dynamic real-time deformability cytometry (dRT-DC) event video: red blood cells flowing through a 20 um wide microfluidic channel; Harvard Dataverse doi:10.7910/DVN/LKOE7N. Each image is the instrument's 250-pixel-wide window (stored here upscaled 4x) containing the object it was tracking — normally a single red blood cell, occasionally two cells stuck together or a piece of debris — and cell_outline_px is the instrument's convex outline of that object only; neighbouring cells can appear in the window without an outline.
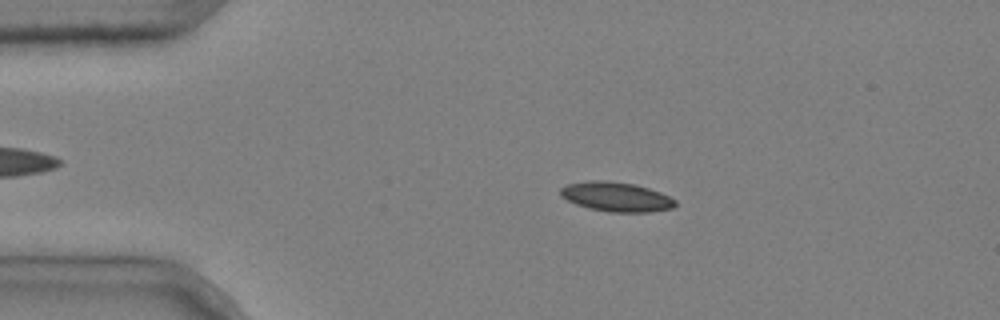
{"species": "common noctule bat (a hibernating species)", "species_latin": "Nyctalus noctula", "temperature_condition": "cold", "stored_images_in_passage": 51, "camera_frame_rate_fps": 3000, "um_per_image_px": 0.085, "animal": {"sex": "male", "body_mass_g": 20.4}, "frame": {"image": 1, "passage_image": 10, "time_ms": 3.0, "image_size_px": [1000, 320], "cell_outline_px": [[676, 204], [672, 208], [648, 212], [608, 212], [588, 208], [576, 204], [560, 196], [560, 188], [568, 184], [592, 180], [604, 180], [632, 184], [648, 188], [660, 192], [676, 200]], "centroid_in_image_um": [52.36, 16.73], "position_along_channel_um": 32.6, "area_um2": 19.59}}
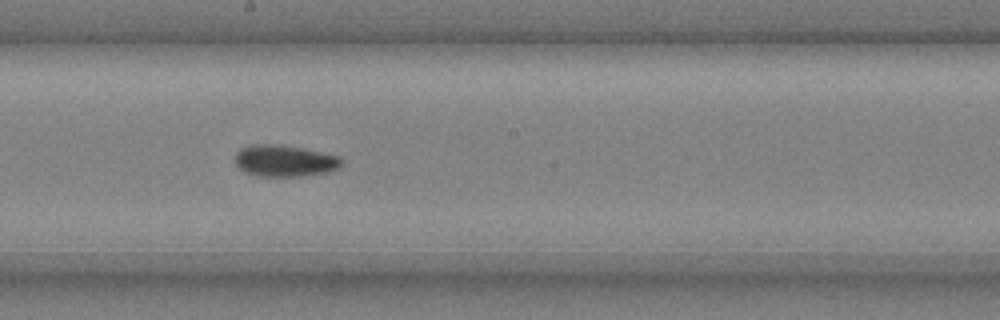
{"frame": {"image": 2, "passage_image": 29, "time_ms": 9.333, "image_size_px": [1000, 320], "cell_outline_px": [[344, 164], [340, 168], [328, 172], [300, 176], [256, 176], [244, 172], [236, 164], [236, 152], [240, 148], [252, 144], [280, 144], [340, 156], [344, 160]], "centroid_in_image_um": [24.21, 13.67], "position_along_channel_um": 224.0, "area_um2": 19.77}}
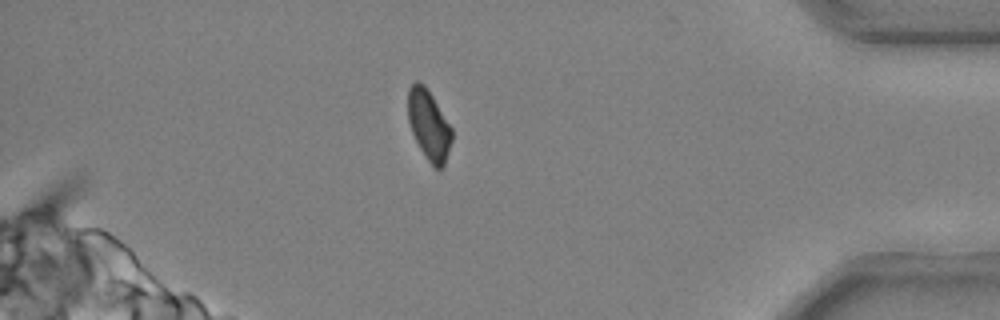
{"frame": {"image": 3, "passage_image": 46, "time_ms": 15.0, "image_size_px": [1000, 320], "cell_outline_px": [[452, 140], [444, 164], [440, 168], [432, 168], [420, 148], [412, 132], [408, 120], [408, 88], [416, 80], [424, 84], [432, 96], [452, 128]], "centroid_in_image_um": [36.44, 10.62], "position_along_channel_um": 398.8, "area_um2": 17.74}, "authors_computed_cell_mechanics": {"area_um2": 19.2474, "velocity_mm_per_s": 3.6811, "shape_relaxation_time_tau1_ms": 9.5443, "shape_relaxation_time_tau2_ms": 3.9624, "deformation_change_tau1": 0.1532, "deformation_change_tau2": 0.071}}